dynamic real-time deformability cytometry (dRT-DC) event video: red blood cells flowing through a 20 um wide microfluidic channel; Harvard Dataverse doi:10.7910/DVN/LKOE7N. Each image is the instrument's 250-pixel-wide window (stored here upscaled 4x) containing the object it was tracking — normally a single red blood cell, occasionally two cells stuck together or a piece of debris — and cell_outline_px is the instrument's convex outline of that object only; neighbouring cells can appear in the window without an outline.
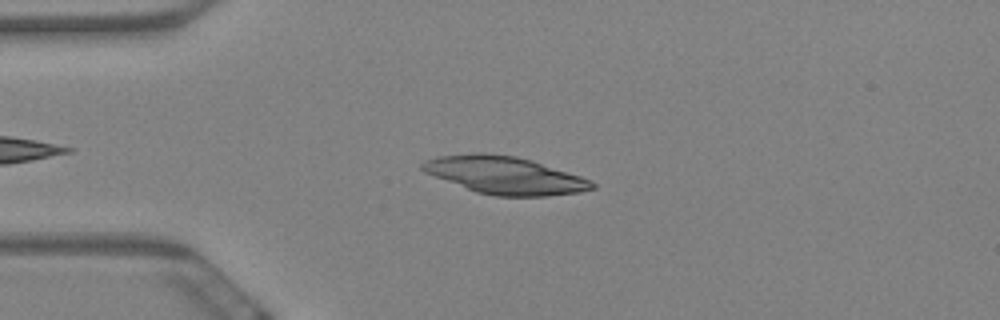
{"species": "Egyptian fruit bat (a non-hibernating species)", "species_latin": "Rousettus aegyptiacus", "temperature_condition": "warm", "stored_images_in_passage": 55, "camera_frame_rate_fps": 3000, "um_per_image_px": 0.085, "animal": {"sex": "female"}, "frame": {"image": 1, "passage_image": 10, "time_ms": 3.0, "image_size_px": [1000, 320], "cell_outline_px": [[596, 188], [580, 192], [548, 196], [496, 196], [476, 192], [424, 172], [420, 168], [420, 164], [424, 160], [436, 156], [472, 152], [484, 152], [516, 156], [532, 160], [580, 176], [596, 184]], "centroid_in_image_um": [42.87, 14.88], "position_along_channel_um": 42.1, "area_um2": 37.22}}